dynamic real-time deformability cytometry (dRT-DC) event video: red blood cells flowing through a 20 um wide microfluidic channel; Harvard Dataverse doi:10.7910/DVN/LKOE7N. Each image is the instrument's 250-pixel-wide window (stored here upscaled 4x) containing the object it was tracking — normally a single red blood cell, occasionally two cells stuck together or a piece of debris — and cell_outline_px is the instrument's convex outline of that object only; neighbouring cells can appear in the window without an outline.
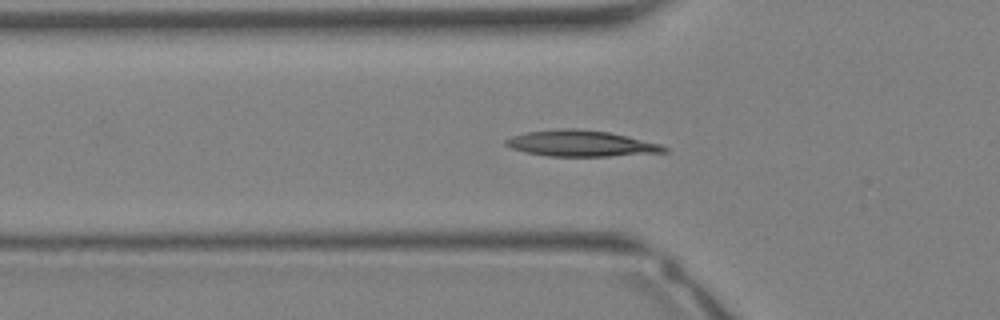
{"species": "Egyptian fruit bat (a non-hibernating species)", "species_latin": "Rousettus aegyptiacus", "temperature_condition": "warm", "stored_images_in_passage": 34, "camera_frame_rate_fps": 3000, "um_per_image_px": 0.085, "animal": {"sex": "female"}, "frame": {"image": 1, "passage_image": 11, "time_ms": 3.333, "image_size_px": [1000, 320], "cell_outline_px": [[668, 152], [608, 156], [548, 156], [524, 152], [512, 148], [504, 144], [504, 140], [512, 136], [528, 132], [560, 128], [576, 128], [608, 132], [628, 136], [660, 144], [668, 148]], "centroid_in_image_um": [49.38, 12.19], "position_along_channel_um": 76.4, "area_um2": 23.99}}
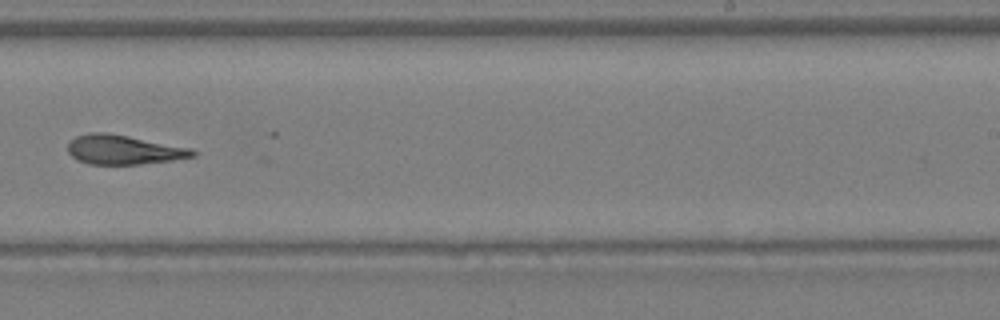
{"frame": {"image": 2, "passage_image": 21, "time_ms": 6.667, "image_size_px": [1000, 320], "cell_outline_px": [[200, 152], [196, 156], [172, 160], [140, 164], [88, 164], [76, 160], [68, 152], [68, 140], [76, 136], [88, 132], [104, 132], [128, 136], [192, 148]], "centroid_in_image_um": [10.5, 12.72], "position_along_channel_um": 278.5, "area_um2": 21.56}}
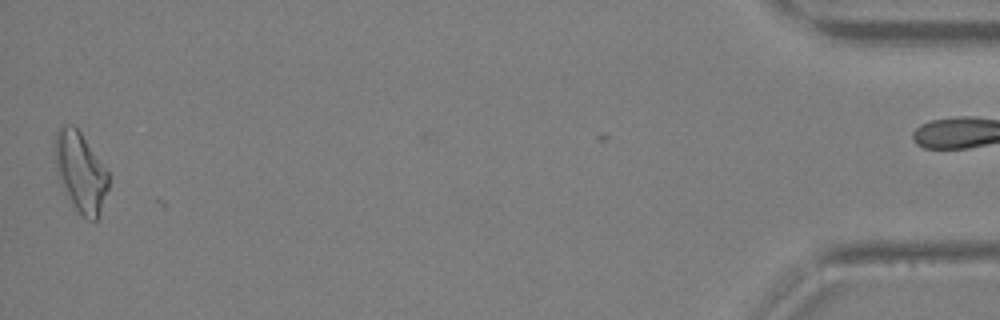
{"frame": {"image": 3, "passage_image": 33, "time_ms": 10.667, "image_size_px": [1000, 320], "cell_outline_px": [[112, 176], [100, 216], [96, 220], [88, 220], [76, 208], [68, 196], [56, 168], [52, 148], [52, 144], [56, 132], [64, 124], [72, 124], [80, 132]], "centroid_in_image_um": [6.87, 14.59], "position_along_channel_um": 428.3, "area_um2": 25.03}}